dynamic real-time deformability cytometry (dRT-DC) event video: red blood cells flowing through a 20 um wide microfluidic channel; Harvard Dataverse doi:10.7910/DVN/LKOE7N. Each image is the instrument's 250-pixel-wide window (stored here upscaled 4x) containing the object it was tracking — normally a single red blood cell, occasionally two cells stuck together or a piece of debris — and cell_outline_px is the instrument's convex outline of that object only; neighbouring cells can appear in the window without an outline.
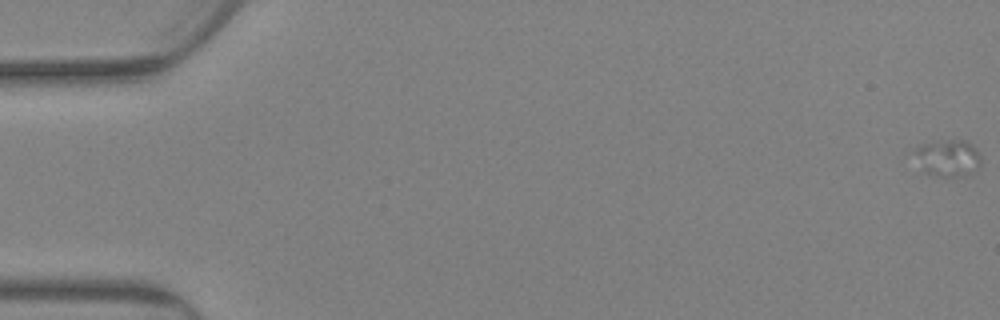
{"species": "Egyptian fruit bat (a non-hibernating species)", "species_latin": "Rousettus aegyptiacus", "temperature_condition": "warm", "stored_images_in_passage": 31, "camera_frame_rate_fps": 3000, "um_per_image_px": 0.085, "animal": {"sex": "female"}, "frame": {"image": 1, "passage_image": 1, "time_ms": 0.0, "image_size_px": [1000, 320], "cell_outline_px": [[980, 168], [964, 176], [936, 176], [924, 172], [912, 152], [912, 148], [924, 144], [940, 140], [968, 140], [976, 148], [980, 156]], "centroid_in_image_um": [80.57, 13.41], "position_along_channel_um": 4.4, "area_um2": 14.51}}
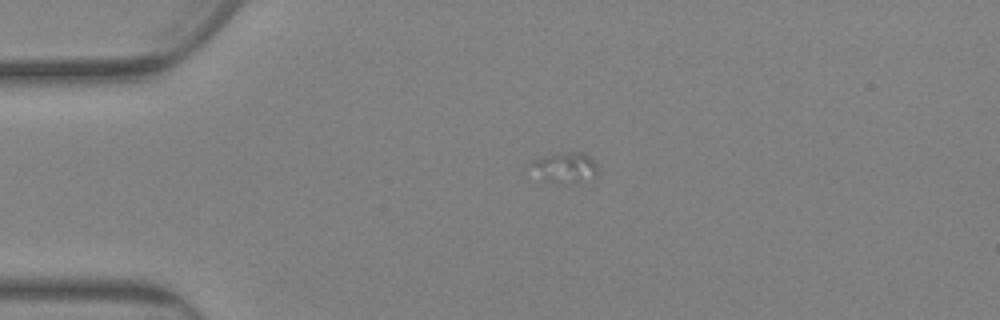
{"frame": {"image": 2, "passage_image": 22, "time_ms": 7.0, "image_size_px": [1000, 320], "cell_outline_px": [[596, 176], [592, 180], [572, 184], [556, 184], [540, 180], [524, 168], [532, 160], [544, 156], [568, 152], [584, 152], [596, 164]], "centroid_in_image_um": [47.9, 14.3], "position_along_channel_um": 37.1, "area_um2": 12.72}}